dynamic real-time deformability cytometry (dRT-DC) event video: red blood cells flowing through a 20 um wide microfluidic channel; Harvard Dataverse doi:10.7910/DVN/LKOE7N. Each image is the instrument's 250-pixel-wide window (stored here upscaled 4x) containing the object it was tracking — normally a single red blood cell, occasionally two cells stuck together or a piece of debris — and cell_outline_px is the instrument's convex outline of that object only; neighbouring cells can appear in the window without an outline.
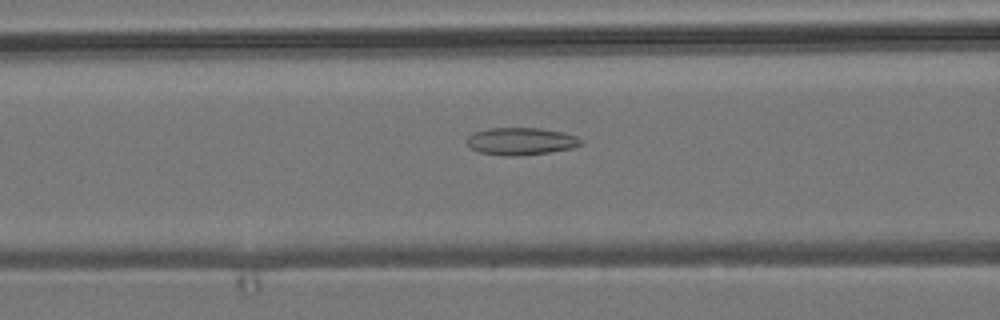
{"species": "common noctule bat (a hibernating species)", "species_latin": "Nyctalus noctula", "temperature_condition": "room temperature", "stored_images_in_passage": 53, "camera_frame_rate_fps": 3000, "um_per_image_px": 0.085, "animal": {"sex": "male", "body_mass_g": 19.2, "forearm_length_mm": 51.8}, "frame": {"image": 1, "passage_image": 21, "time_ms": 6.667, "image_size_px": [1000, 320], "cell_outline_px": [[584, 144], [572, 148], [548, 152], [512, 156], [508, 156], [480, 152], [472, 148], [468, 144], [468, 136], [476, 132], [488, 128], [540, 128], [564, 132], [576, 136], [584, 140]], "centroid_in_image_um": [44.35, 11.99], "position_along_channel_um": 122.3, "area_um2": 18.03}}
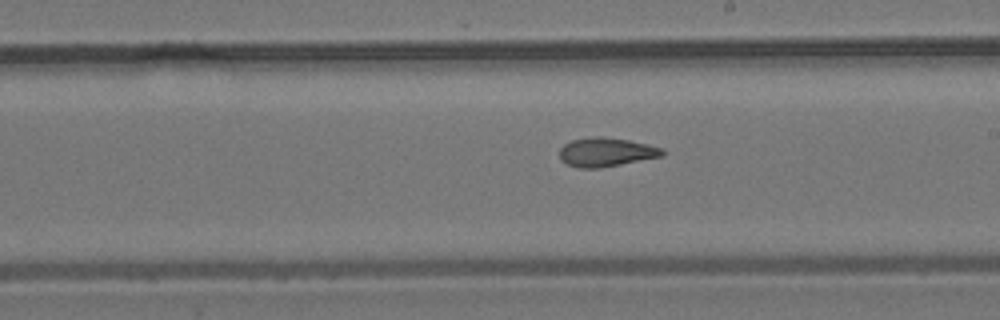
{"frame": {"image": 2, "passage_image": 30, "time_ms": 9.667, "image_size_px": [1000, 320], "cell_outline_px": [[664, 156], [600, 168], [580, 168], [568, 164], [560, 160], [560, 148], [564, 144], [572, 140], [592, 136], [600, 136], [628, 140], [648, 144], [664, 148]], "centroid_in_image_um": [51.53, 12.93], "position_along_channel_um": 237.5, "area_um2": 17.4}}
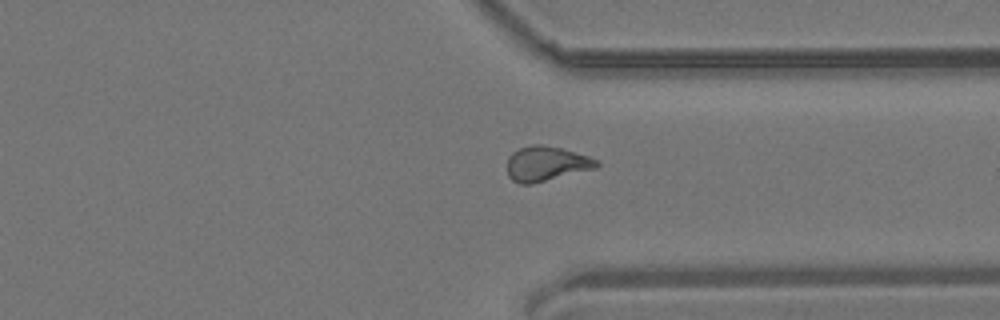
{"frame": {"image": 3, "passage_image": 40, "time_ms": 13.0, "image_size_px": [1000, 320], "cell_outline_px": [[600, 164], [596, 168], [532, 184], [520, 184], [512, 180], [508, 176], [508, 156], [512, 152], [520, 148], [532, 144], [540, 144], [560, 148], [588, 156], [600, 160]], "centroid_in_image_um": [46.43, 13.92], "position_along_channel_um": 365.0, "area_um2": 18.15}, "authors_computed_cell_mechanics": {"area_um2": 17.9758, "velocity_mm_per_s": 3.8357, "shape_relaxation_time_tau1_ms": null, "shape_relaxation_time_tau2_ms": 2.9522, "deformation_change_tau1": null, "deformation_change_tau2": 0.0922}}